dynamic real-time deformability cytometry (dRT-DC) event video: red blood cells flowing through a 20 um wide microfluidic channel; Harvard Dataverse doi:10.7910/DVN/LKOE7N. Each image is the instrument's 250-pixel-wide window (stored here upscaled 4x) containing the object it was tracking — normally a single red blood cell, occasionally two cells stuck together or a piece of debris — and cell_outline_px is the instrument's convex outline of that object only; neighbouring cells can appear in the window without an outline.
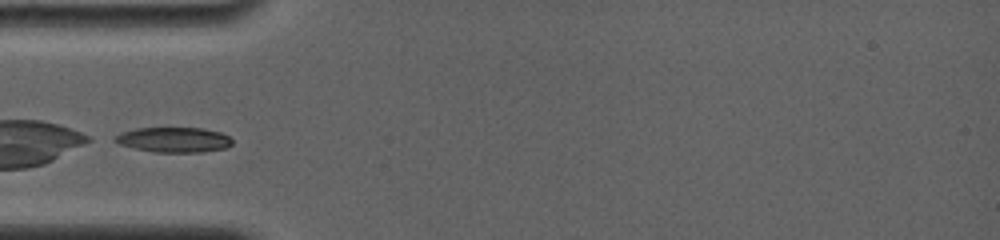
{"species": "common noctule bat (a hibernating species)", "species_latin": "Nyctalus noctula", "temperature_condition": "room temperature", "stored_images_in_passage": 22, "camera_frame_rate_fps": 4000, "um_per_image_px": 0.085, "animal": {"sex": "female", "body_mass_g": 19.0, "forearm_length_mm": 56.7}, "frame": {"image": 1, "passage_image": 1, "time_ms": 0.0, "image_size_px": [1000, 240], "cell_outline_px": [[232, 144], [224, 148], [204, 152], [156, 152], [136, 148], [120, 144], [112, 140], [120, 132], [136, 128], [204, 128], [220, 132], [228, 136], [232, 140]], "centroid_in_image_um": [14.78, 11.87], "position_along_channel_um": 70.2, "area_um2": 17.05}}
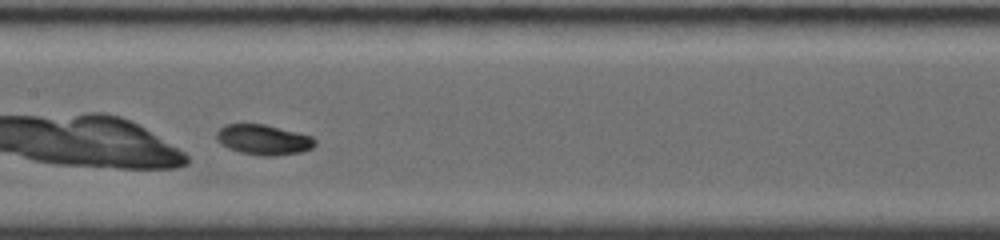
{"frame": {"image": 2, "passage_image": 13, "time_ms": 3.0, "image_size_px": [1000, 240], "cell_outline_px": [[316, 144], [312, 148], [300, 152], [276, 156], [264, 156], [240, 152], [228, 148], [220, 144], [216, 140], [216, 132], [224, 124], [264, 124], [312, 136], [316, 140]], "centroid_in_image_um": [22.38, 11.88], "position_along_channel_um": 185.0, "area_um2": 17.4}}
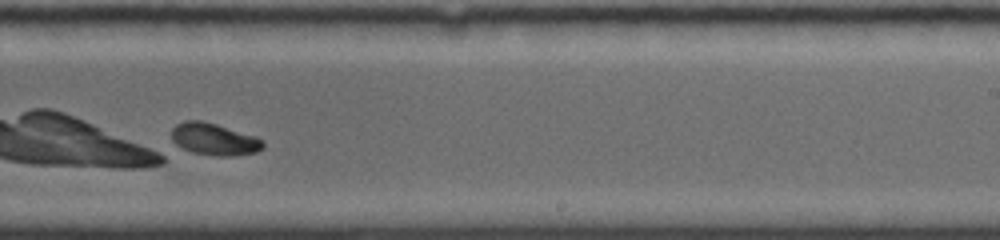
{"frame": {"image": 3, "passage_image": 22, "time_ms": 5.25, "image_size_px": [1000, 240], "cell_outline_px": [[264, 148], [256, 152], [232, 156], [216, 156], [192, 152], [172, 148], [172, 128], [176, 124], [184, 120], [200, 120], [216, 124], [256, 136], [264, 140]], "centroid_in_image_um": [18.14, 11.85], "position_along_channel_um": 270.9, "area_um2": 17.57}}